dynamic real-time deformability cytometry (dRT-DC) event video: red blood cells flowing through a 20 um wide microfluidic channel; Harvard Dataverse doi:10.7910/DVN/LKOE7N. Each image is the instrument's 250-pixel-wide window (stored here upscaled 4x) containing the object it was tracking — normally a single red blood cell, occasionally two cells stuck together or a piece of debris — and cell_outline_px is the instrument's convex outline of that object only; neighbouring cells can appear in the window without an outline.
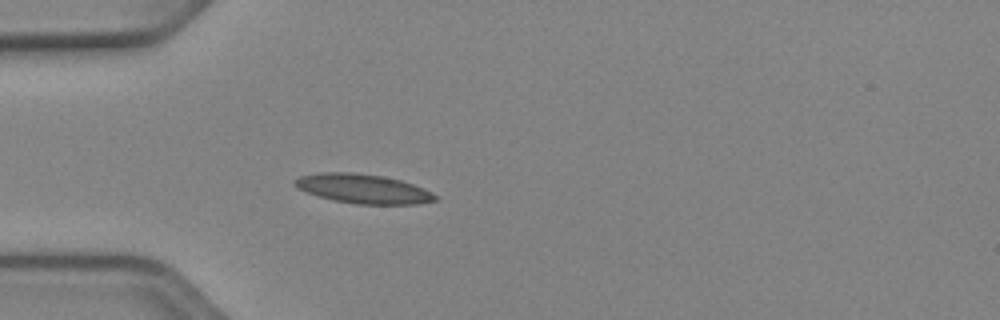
{"species": "Egyptian fruit bat (a non-hibernating species)", "species_latin": "Rousettus aegyptiacus", "temperature_condition": "cold", "stored_images_in_passage": 38, "camera_frame_rate_fps": 3000, "um_per_image_px": 0.085, "animal": {"sex": "female"}, "frame": {"image": 1, "passage_image": 1, "time_ms": 0.0, "image_size_px": [1000, 320], "cell_outline_px": [[436, 200], [420, 204], [356, 204], [332, 200], [308, 192], [292, 184], [292, 180], [300, 176], [320, 172], [352, 172], [380, 176], [400, 180], [424, 188], [432, 192], [436, 196]], "centroid_in_image_um": [30.86, 16.04], "position_along_channel_um": 54.1, "area_um2": 23.81}}
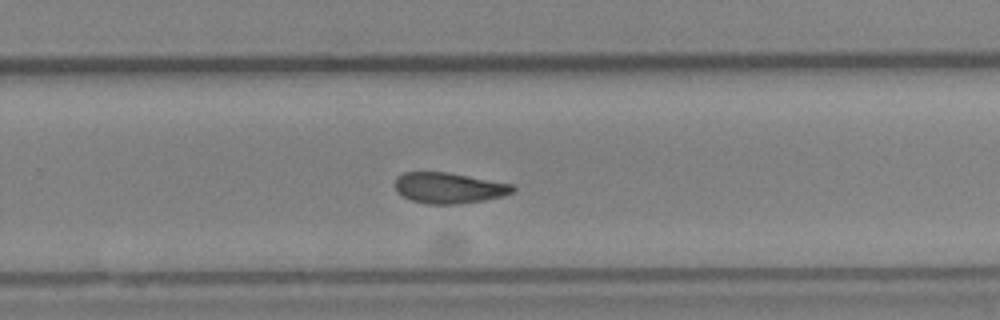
{"frame": {"image": 2, "passage_image": 20, "time_ms": 6.333, "image_size_px": [1000, 320], "cell_outline_px": [[516, 188], [512, 192], [504, 196], [484, 200], [456, 204], [428, 204], [412, 200], [396, 192], [396, 176], [404, 172], [448, 172], [512, 184]], "centroid_in_image_um": [38.15, 15.97], "position_along_channel_um": 291.6, "area_um2": 21.04}}
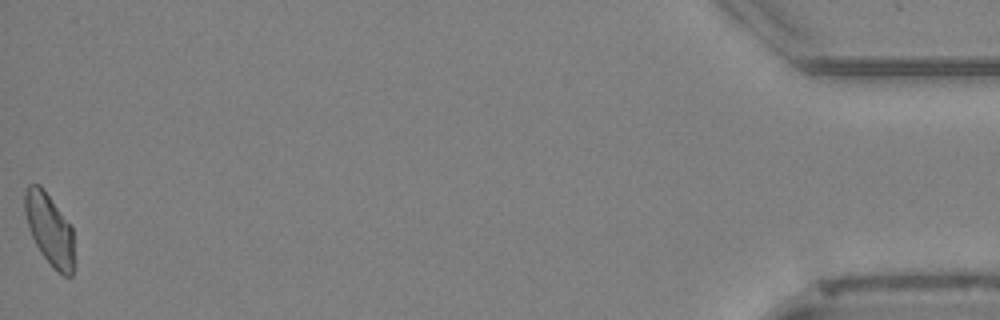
{"frame": {"image": 3, "passage_image": 38, "time_ms": 12.333, "image_size_px": [1000, 320], "cell_outline_px": [[72, 276], [64, 276], [40, 252], [32, 236], [24, 212], [24, 192], [28, 184], [40, 184], [44, 188], [72, 224]], "centroid_in_image_um": [4.19, 19.38], "position_along_channel_um": 431.0, "area_um2": 20.35}, "authors_computed_cell_mechanics": {"area_um2": 21.5594, "velocity_mm_per_s": 3.898, "shape_relaxation_time_tau1_ms": null, "shape_relaxation_time_tau2_ms": 4.4227, "deformation_change_tau1": null, "deformation_change_tau2": 0.1058}}